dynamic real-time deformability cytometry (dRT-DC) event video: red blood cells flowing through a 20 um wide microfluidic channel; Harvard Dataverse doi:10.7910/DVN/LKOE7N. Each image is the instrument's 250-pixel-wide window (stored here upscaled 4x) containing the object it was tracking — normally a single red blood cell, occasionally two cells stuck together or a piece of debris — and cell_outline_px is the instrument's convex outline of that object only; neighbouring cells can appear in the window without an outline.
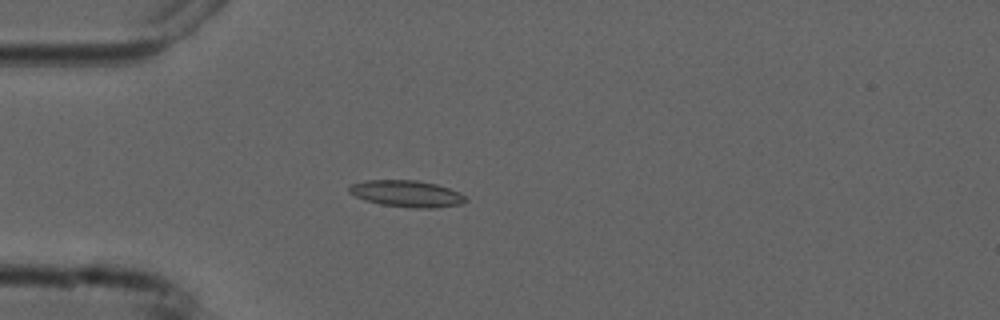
{"species": "common noctule bat (a hibernating species)", "species_latin": "Nyctalus noctula", "temperature_condition": "cold", "stored_images_in_passage": 5, "camera_frame_rate_fps": 3000, "um_per_image_px": 0.085, "animal": {"sex": "male", "forearm_length_mm": 52.5}, "frame": {"image": 1, "passage_image": 4, "time_ms": 4.333, "image_size_px": [1000, 320], "cell_outline_px": [[468, 200], [460, 204], [436, 208], [416, 208], [380, 204], [364, 200], [348, 192], [348, 188], [352, 184], [368, 180], [416, 180], [436, 184], [448, 188], [464, 196]], "centroid_in_image_um": [34.55, 16.46], "position_along_channel_um": 50.5, "area_um2": 17.86}}